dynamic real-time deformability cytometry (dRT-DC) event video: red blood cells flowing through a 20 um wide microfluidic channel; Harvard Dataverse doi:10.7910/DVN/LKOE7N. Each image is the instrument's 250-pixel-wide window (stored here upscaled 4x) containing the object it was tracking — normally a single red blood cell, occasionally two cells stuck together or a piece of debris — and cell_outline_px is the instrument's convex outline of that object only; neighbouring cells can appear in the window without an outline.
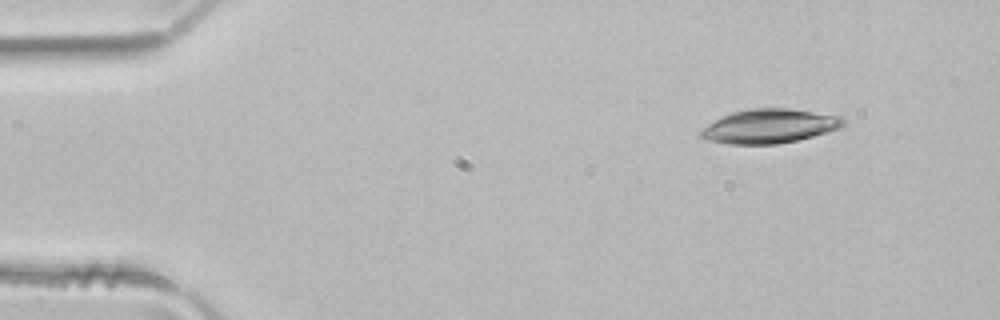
{"species": "common noctule bat (a hibernating species)", "species_latin": "Nyctalus noctula", "temperature_condition": "room temperature", "stored_images_in_passage": 4, "camera_frame_rate_fps": 3000, "um_per_image_px": 0.085, "animal": {"sex": "male", "body_mass_g": 21.5, "forearm_length_mm": 52.0}, "frame": {"image": 1, "passage_image": 1, "time_ms": 0.0, "image_size_px": [1000, 320], "cell_outline_px": [[844, 124], [840, 128], [812, 136], [796, 140], [776, 144], [728, 144], [708, 140], [696, 136], [708, 124], [732, 112], [748, 108], [788, 108], [840, 116], [844, 120]], "centroid_in_image_um": [65.37, 10.72], "position_along_channel_um": 19.6, "area_um2": 28.09}}
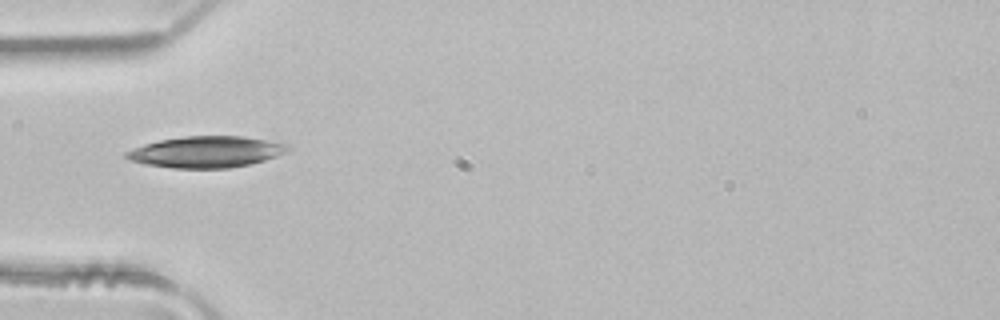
{"frame": {"image": 2, "passage_image": 4, "time_ms": 1.0, "image_size_px": [1000, 320], "cell_outline_px": [[292, 148], [288, 152], [264, 160], [248, 164], [228, 168], [172, 168], [144, 164], [128, 160], [124, 156], [124, 152], [144, 144], [160, 140], [184, 136], [244, 136], [292, 144]], "centroid_in_image_um": [17.55, 12.9], "position_along_channel_um": 67.4, "area_um2": 29.71}}